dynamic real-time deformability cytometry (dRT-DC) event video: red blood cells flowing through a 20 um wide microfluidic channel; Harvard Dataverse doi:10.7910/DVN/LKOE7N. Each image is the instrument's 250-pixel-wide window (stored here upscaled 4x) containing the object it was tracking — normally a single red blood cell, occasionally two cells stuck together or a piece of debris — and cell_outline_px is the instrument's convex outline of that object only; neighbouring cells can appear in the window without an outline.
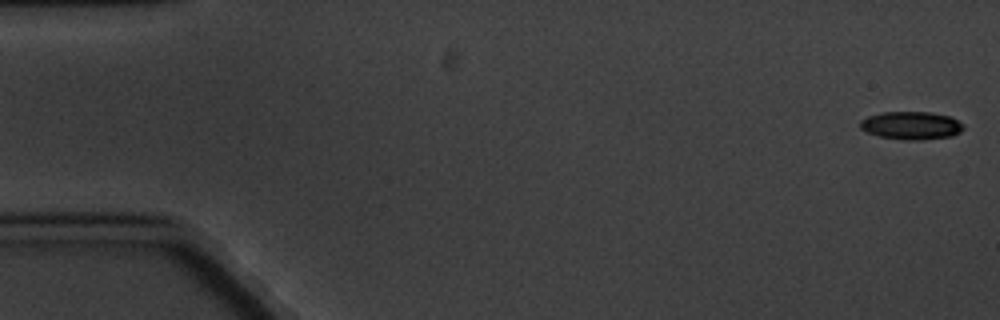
{"species": "common noctule bat (a hibernating species)", "species_latin": "Nyctalus noctula", "temperature_condition": "cold", "stored_images_in_passage": 5, "camera_frame_rate_fps": 3000, "um_per_image_px": 0.085, "animal": {"sex": "male", "body_mass_g": 20.1, "forearm_length_mm": 53.5}, "frame": {"image": 1, "passage_image": 1, "time_ms": 0.0, "image_size_px": [1000, 320], "cell_outline_px": [[964, 128], [960, 132], [952, 136], [920, 140], [904, 140], [880, 136], [868, 132], [860, 128], [860, 120], [868, 116], [880, 112], [932, 112], [948, 116], [964, 124]], "centroid_in_image_um": [77.46, 10.66], "position_along_channel_um": 7.5, "area_um2": 16.82}}
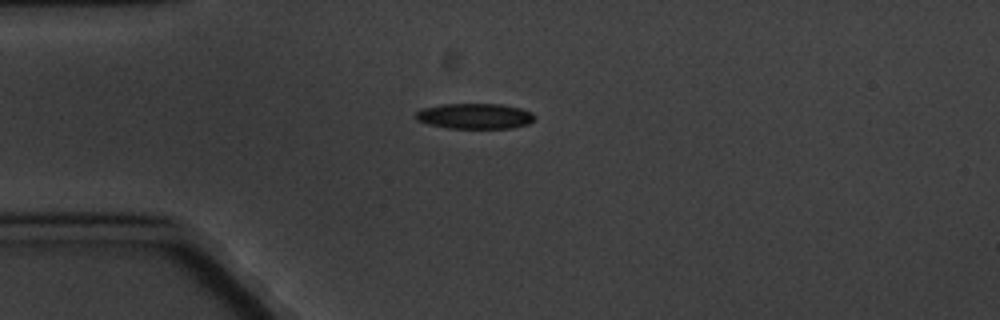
{"frame": {"image": 2, "passage_image": 5, "time_ms": 4.667, "image_size_px": [1000, 320], "cell_outline_px": [[536, 116], [528, 124], [512, 128], [448, 128], [428, 124], [416, 120], [412, 116], [420, 108], [444, 104], [500, 104], [520, 108], [532, 112]], "centroid_in_image_um": [40.31, 9.87], "position_along_channel_um": 44.7, "area_um2": 17.8}}